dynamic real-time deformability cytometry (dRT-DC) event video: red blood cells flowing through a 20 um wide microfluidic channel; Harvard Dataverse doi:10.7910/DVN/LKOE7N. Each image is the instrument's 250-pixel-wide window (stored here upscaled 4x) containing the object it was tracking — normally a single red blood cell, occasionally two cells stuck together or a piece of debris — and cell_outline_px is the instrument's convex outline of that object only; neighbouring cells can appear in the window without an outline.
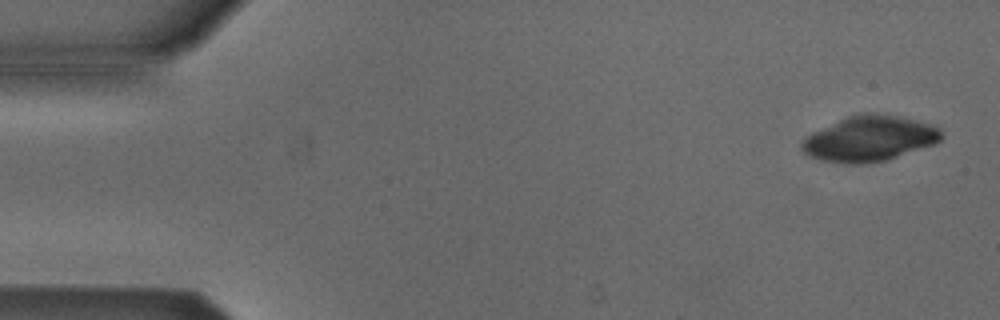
{"species": "Egyptian fruit bat (a non-hibernating species)", "species_latin": "Rousettus aegyptiacus", "temperature_condition": "cold", "stored_images_in_passage": 5, "camera_frame_rate_fps": 3000, "um_per_image_px": 0.085, "animal": {"sex": "male"}, "frame": {"image": 1, "passage_image": 1, "time_ms": 0.0, "image_size_px": [1000, 320], "cell_outline_px": [[944, 136], [936, 144], [888, 160], [864, 164], [848, 164], [820, 160], [808, 156], [800, 148], [800, 144], [804, 136], [812, 132], [856, 112], [872, 112], [896, 116], [916, 120], [932, 124], [940, 128]], "centroid_in_image_um": [73.9, 11.78], "position_along_channel_um": 11.1, "area_um2": 37.57}}